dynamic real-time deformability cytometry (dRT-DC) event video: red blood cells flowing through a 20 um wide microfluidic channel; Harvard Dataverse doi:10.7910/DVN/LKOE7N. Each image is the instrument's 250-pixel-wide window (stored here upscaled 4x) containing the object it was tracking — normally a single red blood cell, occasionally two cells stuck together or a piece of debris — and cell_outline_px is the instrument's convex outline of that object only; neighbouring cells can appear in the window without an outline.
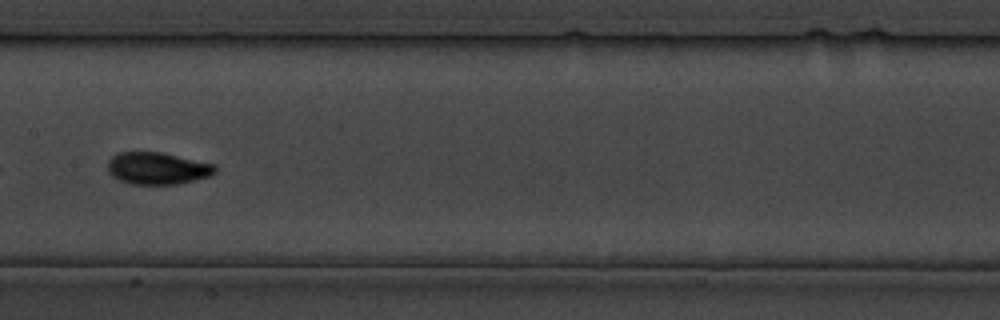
{"species": "common noctule bat (a hibernating species)", "species_latin": "Nyctalus noctula", "temperature_condition": "cold", "stored_images_in_passage": 22, "camera_frame_rate_fps": 3000, "um_per_image_px": 0.085, "animal": {"sex": "male", "body_mass_g": 19.5, "forearm_length_mm": 54.6}, "frame": {"image": 1, "passage_image": 19, "time_ms": 22.667, "image_size_px": [1000, 320], "cell_outline_px": [[216, 172], [212, 176], [176, 184], [132, 184], [120, 180], [112, 176], [108, 172], [108, 160], [116, 152], [160, 152], [216, 164]], "centroid_in_image_um": [13.39, 14.3], "position_along_channel_um": 194.0, "area_um2": 20.17}}